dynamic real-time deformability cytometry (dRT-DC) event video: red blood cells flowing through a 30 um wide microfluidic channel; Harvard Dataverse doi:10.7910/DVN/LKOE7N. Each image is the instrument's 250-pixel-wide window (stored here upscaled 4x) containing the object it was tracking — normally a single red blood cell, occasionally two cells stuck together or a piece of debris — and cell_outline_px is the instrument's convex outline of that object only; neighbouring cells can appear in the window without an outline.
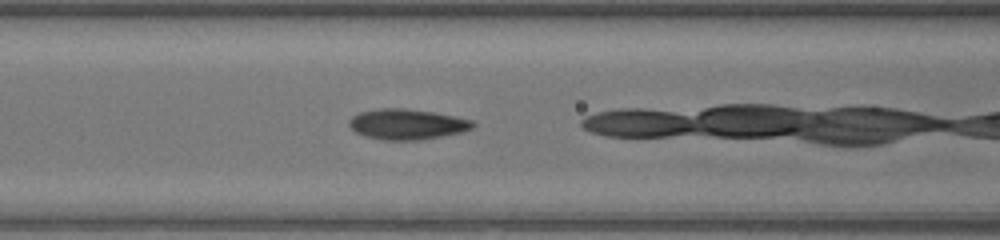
{"species": "common noctule bat (a hibernating species)", "species_latin": "Nyctalus noctula", "temperature_condition": "warm", "stored_images_in_passage": 24, "camera_frame_rate_fps": 3000, "um_per_image_px": 0.085, "animal": {"sex": "female", "body_mass_g": 17.0, "forearm_length_mm": 48.0}, "frame": {"image": 1, "passage_image": 17, "time_ms": 5.333, "image_size_px": [1000, 240], "cell_outline_px": [[476, 124], [472, 128], [460, 132], [420, 140], [384, 140], [368, 136], [356, 132], [348, 124], [348, 120], [352, 116], [360, 112], [380, 108], [404, 108], [432, 112], [456, 116], [472, 120]], "centroid_in_image_um": [34.59, 10.55], "position_along_channel_um": 132.0, "area_um2": 21.79}}
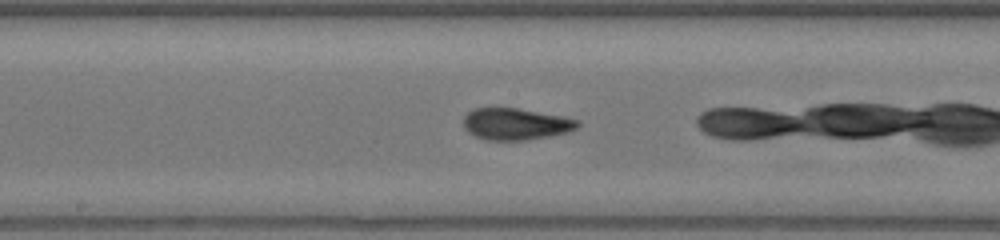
{"frame": {"image": 2, "passage_image": 22, "time_ms": 7.0, "image_size_px": [1000, 240], "cell_outline_px": [[580, 124], [576, 128], [568, 132], [528, 140], [484, 140], [468, 132], [464, 128], [464, 116], [472, 108], [516, 108], [560, 116], [580, 120]], "centroid_in_image_um": [43.81, 10.54], "position_along_channel_um": 204.4, "area_um2": 20.98}}